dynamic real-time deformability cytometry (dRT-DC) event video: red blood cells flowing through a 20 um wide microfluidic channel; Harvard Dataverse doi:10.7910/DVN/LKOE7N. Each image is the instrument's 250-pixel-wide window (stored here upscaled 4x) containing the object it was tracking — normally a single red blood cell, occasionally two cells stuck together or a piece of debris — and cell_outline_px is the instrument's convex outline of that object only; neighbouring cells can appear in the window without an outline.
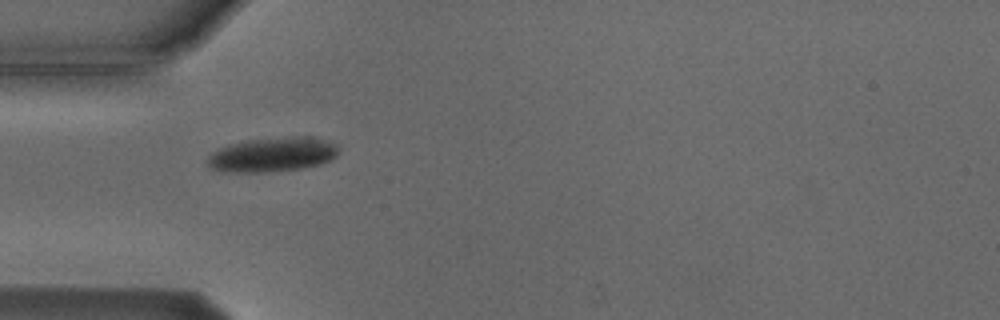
{"species": "Egyptian fruit bat (a non-hibernating species)", "species_latin": "Rousettus aegyptiacus", "temperature_condition": "cold", "stored_images_in_passage": 6, "camera_frame_rate_fps": 3000, "um_per_image_px": 0.085, "animal": {"sex": "male"}, "frame": {"image": 1, "passage_image": 5, "time_ms": 4.667, "image_size_px": [1000, 320], "cell_outline_px": [[340, 148], [336, 156], [332, 160], [320, 164], [300, 168], [264, 172], [224, 172], [212, 168], [204, 160], [212, 152], [228, 144], [248, 140], [304, 136], [312, 136], [332, 140]], "centroid_in_image_um": [23.2, 13.13], "position_along_channel_um": 61.8, "area_um2": 26.53}}